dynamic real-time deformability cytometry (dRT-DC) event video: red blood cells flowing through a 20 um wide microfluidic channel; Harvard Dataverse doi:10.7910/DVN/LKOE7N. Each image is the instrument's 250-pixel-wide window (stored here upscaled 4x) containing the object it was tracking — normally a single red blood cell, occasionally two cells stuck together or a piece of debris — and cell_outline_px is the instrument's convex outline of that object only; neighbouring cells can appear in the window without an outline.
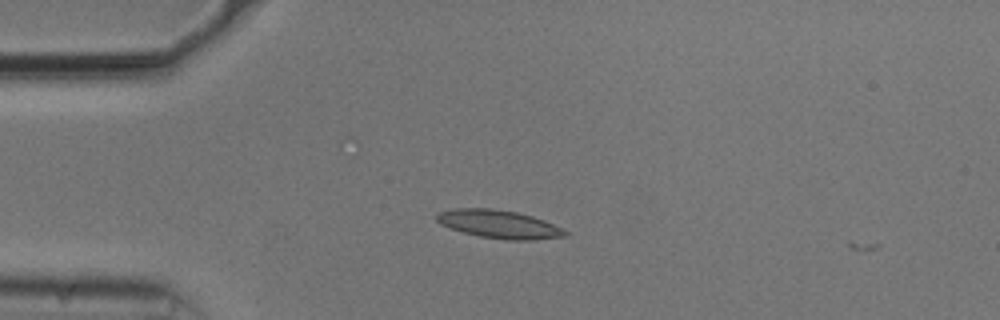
{"species": "common noctule bat (a hibernating species)", "species_latin": "Nyctalus noctula", "temperature_condition": "cold", "stored_images_in_passage": 5, "camera_frame_rate_fps": 3000, "um_per_image_px": 0.085, "animal": {"sex": "male", "body_mass_g": 20.5, "forearm_length_mm": 52.5}, "frame": {"image": 1, "passage_image": 4, "time_ms": 1.0, "image_size_px": [1000, 320], "cell_outline_px": [[568, 236], [532, 240], [504, 240], [480, 236], [464, 232], [440, 224], [436, 220], [436, 212], [456, 208], [492, 208], [516, 212], [532, 216], [544, 220], [568, 232]], "centroid_in_image_um": [42.4, 19.05], "position_along_channel_um": 42.6, "area_um2": 21.04}}